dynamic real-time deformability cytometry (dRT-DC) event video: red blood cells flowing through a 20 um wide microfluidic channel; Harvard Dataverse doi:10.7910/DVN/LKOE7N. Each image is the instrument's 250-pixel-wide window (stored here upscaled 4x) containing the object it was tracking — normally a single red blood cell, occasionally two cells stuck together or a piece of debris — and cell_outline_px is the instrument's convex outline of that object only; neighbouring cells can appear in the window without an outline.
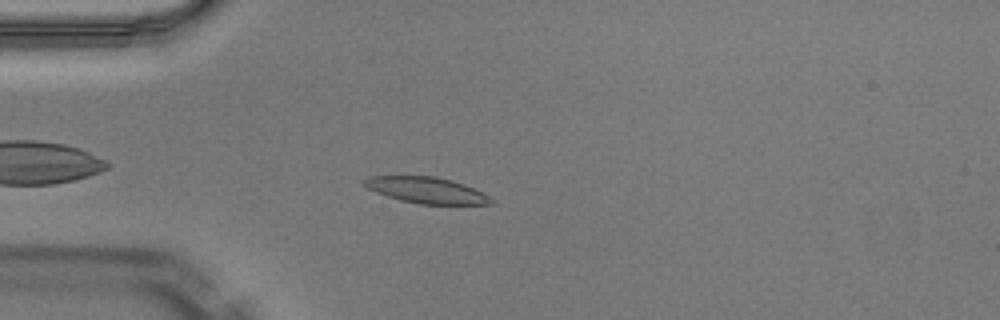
{"species": "Egyptian fruit bat (a non-hibernating species)", "species_latin": "Rousettus aegyptiacus", "temperature_condition": "warm", "stored_images_in_passage": 41, "segment_of_instrument_passage": [1, 2], "camera_frame_rate_fps": 3000, "um_per_image_px": 0.085, "animal": {"sex": "male"}, "frame": {"image": 1, "passage_image": 5, "time_ms": 1.333, "image_size_px": [1000, 320], "cell_outline_px": [[496, 200], [492, 204], [420, 204], [400, 200], [376, 192], [360, 184], [360, 180], [368, 176], [432, 176], [452, 180], [464, 184]], "centroid_in_image_um": [36.19, 16.16], "position_along_channel_um": 48.8, "area_um2": 19.31}}
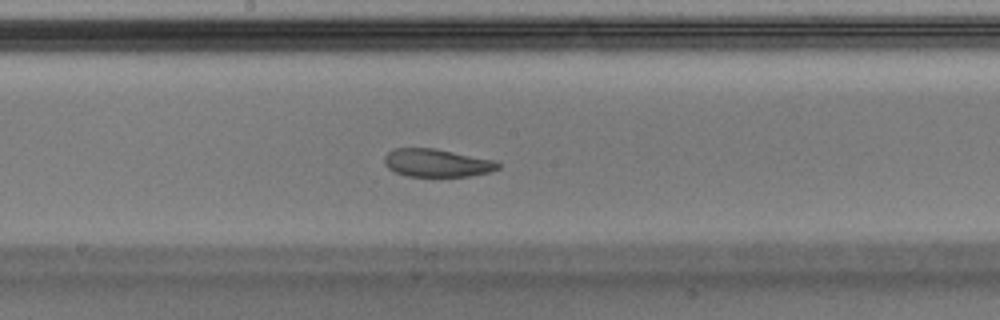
{"frame": {"image": 2, "passage_image": 18, "time_ms": 5.667, "image_size_px": [1000, 320], "cell_outline_px": [[500, 168], [488, 172], [468, 176], [408, 176], [396, 172], [388, 168], [384, 164], [384, 156], [392, 148], [436, 148], [496, 160], [500, 164]], "centroid_in_image_um": [37.13, 13.83], "position_along_channel_um": 211.1, "area_um2": 18.61}}
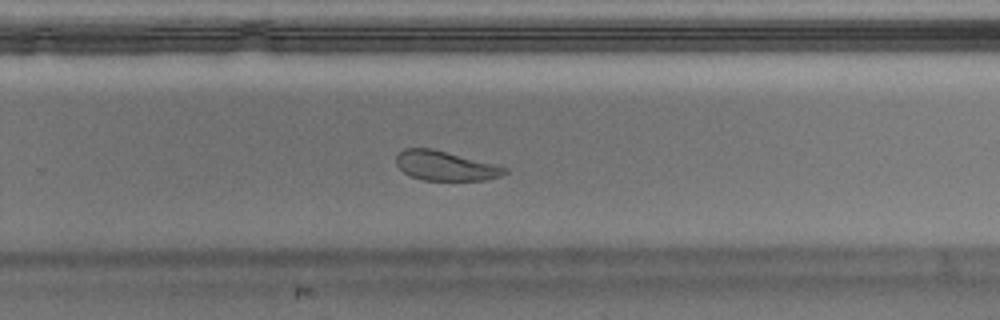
{"frame": {"image": 3, "passage_image": 24, "time_ms": 7.667, "image_size_px": [1000, 320], "cell_outline_px": [[508, 172], [500, 176], [484, 180], [424, 180], [412, 176], [404, 172], [396, 164], [396, 156], [404, 148], [432, 148], [496, 164], [508, 168]], "centroid_in_image_um": [37.87, 14.09], "position_along_channel_um": 291.9, "area_um2": 18.61}}